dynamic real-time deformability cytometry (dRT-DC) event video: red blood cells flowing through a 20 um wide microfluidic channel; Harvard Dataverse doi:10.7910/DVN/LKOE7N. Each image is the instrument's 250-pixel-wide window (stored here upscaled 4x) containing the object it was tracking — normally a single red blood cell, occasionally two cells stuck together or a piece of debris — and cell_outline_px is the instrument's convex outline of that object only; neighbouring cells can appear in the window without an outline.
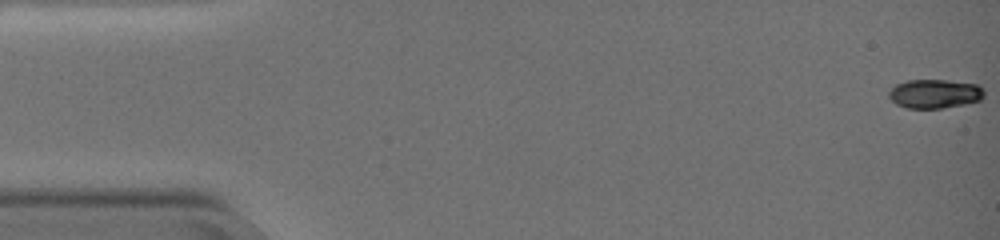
{"species": "common noctule bat (a hibernating species)", "species_latin": "Nyctalus noctula", "temperature_condition": "warm", "stored_images_in_passage": 10, "camera_frame_rate_fps": 3000, "um_per_image_px": 0.085, "animal": {"sex": "female", "body_mass_g": 19.0, "forearm_length_mm": 51.5}, "frame": {"image": 1, "passage_image": 1, "time_ms": 0.0, "image_size_px": [1000, 240], "cell_outline_px": [[984, 96], [980, 100], [964, 104], [940, 108], [908, 108], [896, 104], [888, 96], [888, 92], [896, 84], [908, 80], [948, 80], [980, 84], [984, 88]], "centroid_in_image_um": [79.48, 7.95], "position_along_channel_um": 5.5, "area_um2": 16.18}}
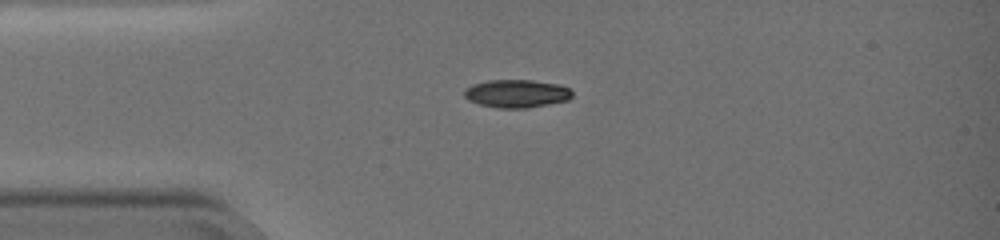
{"frame": {"image": 2, "passage_image": 9, "time_ms": 2.667, "image_size_px": [1000, 240], "cell_outline_px": [[572, 96], [568, 100], [528, 108], [496, 108], [480, 104], [468, 100], [464, 96], [464, 88], [472, 84], [488, 80], [532, 80], [560, 84], [568, 88], [572, 92]], "centroid_in_image_um": [43.89, 7.95], "position_along_channel_um": 41.1, "area_um2": 17.74}}